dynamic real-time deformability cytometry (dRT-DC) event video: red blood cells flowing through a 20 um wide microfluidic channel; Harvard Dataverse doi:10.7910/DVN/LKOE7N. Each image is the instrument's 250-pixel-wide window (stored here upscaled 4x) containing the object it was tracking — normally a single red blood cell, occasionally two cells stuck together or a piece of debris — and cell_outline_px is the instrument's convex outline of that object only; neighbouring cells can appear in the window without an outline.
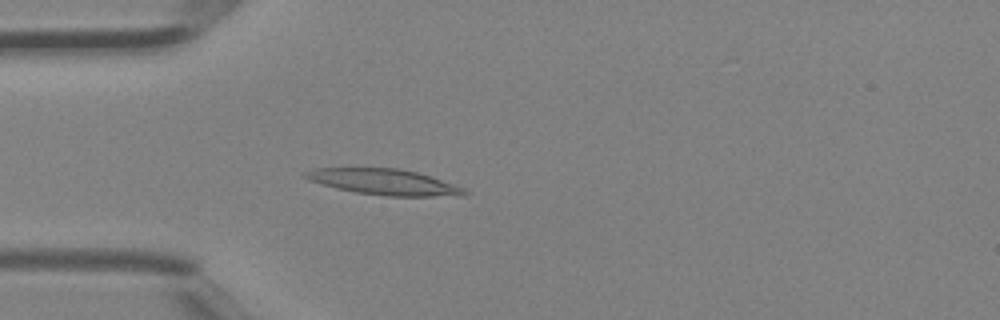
{"species": "Egyptian fruit bat (a non-hibernating species)", "species_latin": "Rousettus aegyptiacus", "temperature_condition": "room temperature", "stored_images_in_passage": 44, "camera_frame_rate_fps": 3000, "um_per_image_px": 0.085, "animal": {"sex": "female"}, "frame": {"image": 1, "passage_image": 12, "time_ms": 3.667, "image_size_px": [1000, 320], "cell_outline_px": [[472, 192], [464, 196], [388, 196], [356, 192], [336, 188], [320, 184], [308, 180], [300, 176], [300, 172], [312, 168], [396, 168], [416, 172], [464, 188]], "centroid_in_image_um": [32.57, 15.46], "position_along_channel_um": 52.4, "area_um2": 24.04}}
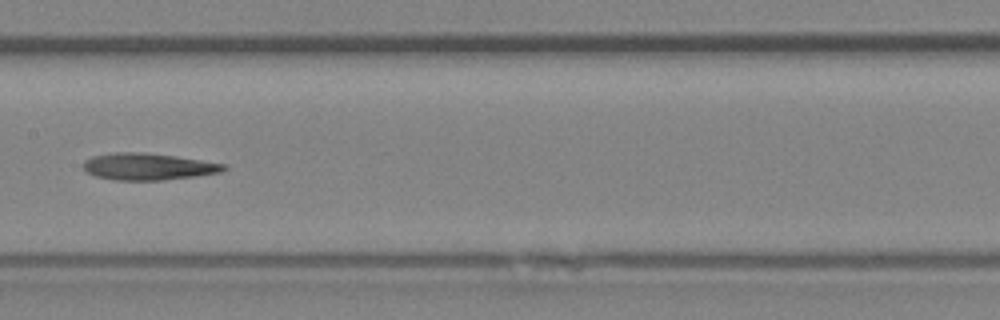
{"frame": {"image": 2, "passage_image": 22, "time_ms": 7.0, "image_size_px": [1000, 320], "cell_outline_px": [[228, 168], [220, 172], [164, 180], [112, 180], [96, 176], [88, 172], [84, 168], [84, 160], [92, 156], [112, 152], [144, 152], [176, 156], [228, 164]], "centroid_in_image_um": [12.59, 14.15], "position_along_channel_um": 194.8, "area_um2": 21.96}}
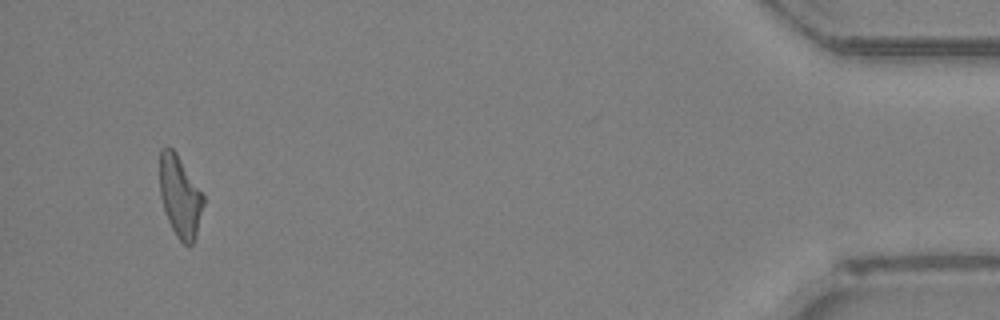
{"frame": {"image": 3, "passage_image": 42, "time_ms": 13.667, "image_size_px": [1000, 320], "cell_outline_px": [[204, 204], [196, 236], [192, 244], [188, 248], [176, 236], [168, 220], [160, 196], [160, 148], [172, 148], [176, 152], [204, 196]], "centroid_in_image_um": [15.3, 16.72], "position_along_channel_um": 419.9, "area_um2": 20.58}}